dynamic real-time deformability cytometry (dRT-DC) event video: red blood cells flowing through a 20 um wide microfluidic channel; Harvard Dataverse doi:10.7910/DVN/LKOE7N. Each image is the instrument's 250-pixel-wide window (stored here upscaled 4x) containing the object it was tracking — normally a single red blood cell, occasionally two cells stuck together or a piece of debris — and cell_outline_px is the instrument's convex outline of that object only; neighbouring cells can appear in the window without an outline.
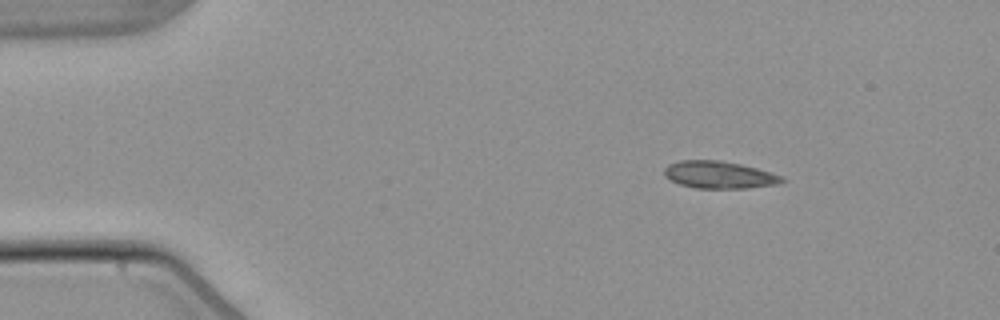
{"species": "common noctule bat (a hibernating species)", "species_latin": "Nyctalus noctula", "temperature_condition": "warm", "stored_images_in_passage": 3, "camera_frame_rate_fps": 3000, "um_per_image_px": 0.085, "animal": {"sex": "male", "body_mass_g": 21.5, "forearm_length_mm": 52.0}, "frame": {"image": 1, "passage_image": 1, "time_ms": 0.0, "image_size_px": [1000, 320], "cell_outline_px": [[788, 180], [776, 184], [748, 188], [696, 188], [680, 184], [664, 176], [664, 168], [668, 164], [680, 160], [720, 160], [740, 164], [772, 172], [784, 176]], "centroid_in_image_um": [61.15, 14.85], "position_along_channel_um": 23.8, "area_um2": 18.79}}